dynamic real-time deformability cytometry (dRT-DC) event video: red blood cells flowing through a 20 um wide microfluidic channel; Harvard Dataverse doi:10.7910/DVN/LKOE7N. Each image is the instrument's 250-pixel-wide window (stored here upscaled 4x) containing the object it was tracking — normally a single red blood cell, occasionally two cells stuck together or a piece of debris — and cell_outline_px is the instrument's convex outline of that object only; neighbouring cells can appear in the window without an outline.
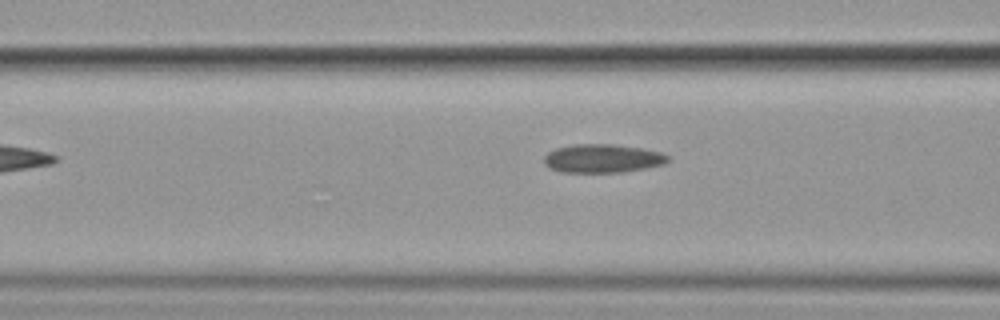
{"species": "common noctule bat (a hibernating species)", "species_latin": "Nyctalus noctula", "temperature_condition": "cold", "stored_images_in_passage": 3, "camera_frame_rate_fps": 3000, "um_per_image_px": 0.085, "animal": {"sex": "female", "body_mass_g": 19.9}, "frame": {"image": 1, "passage_image": 3, "time_ms": 2.667, "image_size_px": [1000, 320], "cell_outline_px": [[668, 160], [664, 164], [644, 168], [620, 172], [560, 172], [548, 168], [544, 164], [544, 156], [548, 152], [556, 148], [572, 144], [612, 144], [640, 148], [660, 152], [668, 156]], "centroid_in_image_um": [51.15, 13.47], "position_along_channel_um": 115.4, "area_um2": 20.52}}